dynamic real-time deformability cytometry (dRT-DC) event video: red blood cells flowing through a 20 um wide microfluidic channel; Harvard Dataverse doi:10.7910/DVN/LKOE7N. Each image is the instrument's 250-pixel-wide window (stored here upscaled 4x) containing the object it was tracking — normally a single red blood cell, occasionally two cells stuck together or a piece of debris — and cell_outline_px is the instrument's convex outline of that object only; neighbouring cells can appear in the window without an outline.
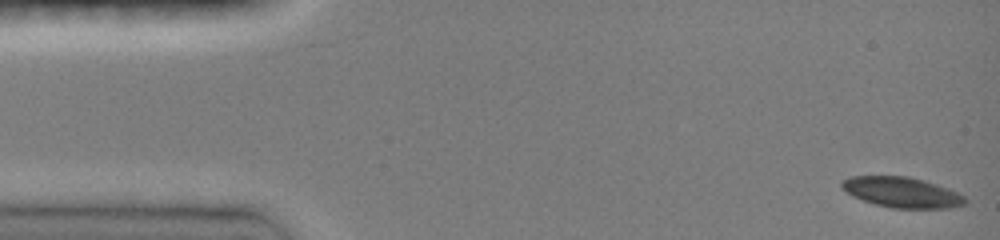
{"species": "common noctule bat (a hibernating species)", "species_latin": "Nyctalus noctula", "temperature_condition": "room temperature", "stored_images_in_passage": 47, "camera_frame_rate_fps": 3000, "um_per_image_px": 0.085, "animal": {"sex": "female", "body_mass_g": 19.0, "forearm_length_mm": 51.5}, "frame": {"image": 1, "passage_image": 1, "time_ms": 0.0, "image_size_px": [1000, 240], "cell_outline_px": [[968, 200], [964, 204], [952, 208], [892, 208], [876, 204], [852, 196], [840, 184], [840, 180], [852, 176], [908, 176], [924, 180], [948, 188], [964, 196]], "centroid_in_image_um": [76.67, 16.34], "position_along_channel_um": 8.3, "area_um2": 21.79}}
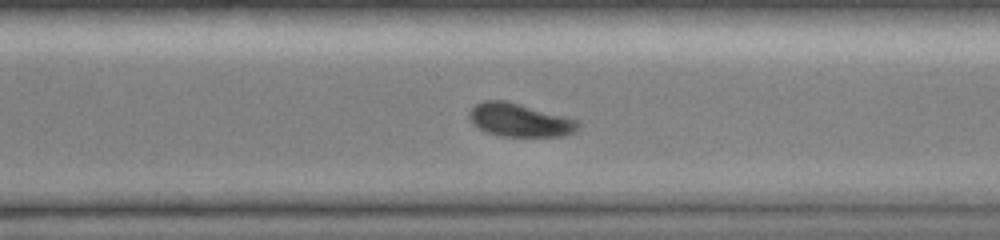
{"frame": {"image": 2, "passage_image": 33, "time_ms": 10.667, "image_size_px": [1000, 240], "cell_outline_px": [[580, 124], [576, 132], [564, 136], [504, 136], [488, 132], [472, 124], [468, 116], [468, 112], [476, 104], [484, 100], [504, 100], [520, 104], [580, 120]], "centroid_in_image_um": [44.2, 10.2], "position_along_channel_um": 326.4, "area_um2": 21.1}}
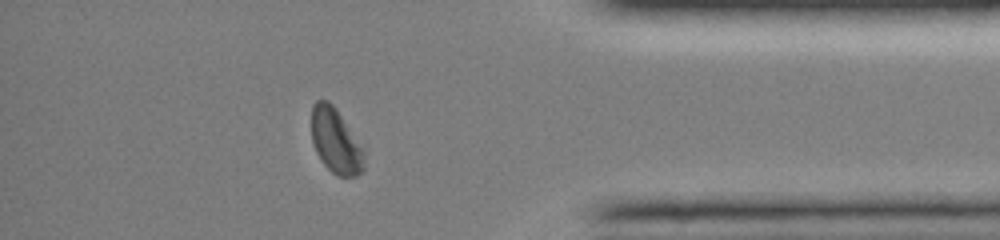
{"frame": {"image": 3, "passage_image": 40, "time_ms": 13.0, "image_size_px": [1000, 240], "cell_outline_px": [[364, 168], [356, 176], [336, 176], [320, 160], [316, 152], [312, 140], [312, 104], [316, 100], [328, 100], [336, 108], [364, 148]], "centroid_in_image_um": [28.54, 11.98], "position_along_channel_um": 406.7, "area_um2": 20.0}, "authors_computed_cell_mechanics": {"area_um2": 21.9062, "velocity_mm_per_s": 4.0846, "shape_relaxation_time_tau1_ms": 3.5723, "shape_relaxation_time_tau2_ms": null, "deformation_change_tau1": 0.1125, "deformation_change_tau2": null}}